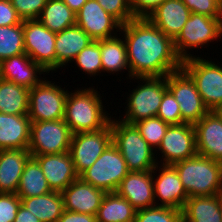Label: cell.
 <instances>
[{
    "label": "cell",
    "mask_w": 222,
    "mask_h": 222,
    "mask_svg": "<svg viewBox=\"0 0 222 222\" xmlns=\"http://www.w3.org/2000/svg\"><path fill=\"white\" fill-rule=\"evenodd\" d=\"M157 117H159L169 125L185 123L181 119V111L179 104L177 103L175 97L171 94L169 90H167L162 97Z\"/></svg>",
    "instance_id": "37"
},
{
    "label": "cell",
    "mask_w": 222,
    "mask_h": 222,
    "mask_svg": "<svg viewBox=\"0 0 222 222\" xmlns=\"http://www.w3.org/2000/svg\"><path fill=\"white\" fill-rule=\"evenodd\" d=\"M18 16L23 20L38 19L48 0H10Z\"/></svg>",
    "instance_id": "39"
},
{
    "label": "cell",
    "mask_w": 222,
    "mask_h": 222,
    "mask_svg": "<svg viewBox=\"0 0 222 222\" xmlns=\"http://www.w3.org/2000/svg\"><path fill=\"white\" fill-rule=\"evenodd\" d=\"M192 13L222 18V0H182Z\"/></svg>",
    "instance_id": "40"
},
{
    "label": "cell",
    "mask_w": 222,
    "mask_h": 222,
    "mask_svg": "<svg viewBox=\"0 0 222 222\" xmlns=\"http://www.w3.org/2000/svg\"><path fill=\"white\" fill-rule=\"evenodd\" d=\"M217 112L222 117V106L217 110Z\"/></svg>",
    "instance_id": "47"
},
{
    "label": "cell",
    "mask_w": 222,
    "mask_h": 222,
    "mask_svg": "<svg viewBox=\"0 0 222 222\" xmlns=\"http://www.w3.org/2000/svg\"><path fill=\"white\" fill-rule=\"evenodd\" d=\"M45 72L26 53L4 59L0 62L1 79L29 89L37 86L42 81L39 78L40 76L37 75L44 74Z\"/></svg>",
    "instance_id": "22"
},
{
    "label": "cell",
    "mask_w": 222,
    "mask_h": 222,
    "mask_svg": "<svg viewBox=\"0 0 222 222\" xmlns=\"http://www.w3.org/2000/svg\"><path fill=\"white\" fill-rule=\"evenodd\" d=\"M167 88L179 104L185 123L194 125L209 112L194 81L182 68L167 75Z\"/></svg>",
    "instance_id": "11"
},
{
    "label": "cell",
    "mask_w": 222,
    "mask_h": 222,
    "mask_svg": "<svg viewBox=\"0 0 222 222\" xmlns=\"http://www.w3.org/2000/svg\"><path fill=\"white\" fill-rule=\"evenodd\" d=\"M110 124L112 143L121 152L129 171H152L158 164L155 149L141 136L136 126L121 119H111Z\"/></svg>",
    "instance_id": "4"
},
{
    "label": "cell",
    "mask_w": 222,
    "mask_h": 222,
    "mask_svg": "<svg viewBox=\"0 0 222 222\" xmlns=\"http://www.w3.org/2000/svg\"><path fill=\"white\" fill-rule=\"evenodd\" d=\"M222 18L191 13L179 35L174 39V47L181 60L193 57L188 49L203 47L209 41L221 38Z\"/></svg>",
    "instance_id": "8"
},
{
    "label": "cell",
    "mask_w": 222,
    "mask_h": 222,
    "mask_svg": "<svg viewBox=\"0 0 222 222\" xmlns=\"http://www.w3.org/2000/svg\"><path fill=\"white\" fill-rule=\"evenodd\" d=\"M14 222H41L22 204L19 206Z\"/></svg>",
    "instance_id": "45"
},
{
    "label": "cell",
    "mask_w": 222,
    "mask_h": 222,
    "mask_svg": "<svg viewBox=\"0 0 222 222\" xmlns=\"http://www.w3.org/2000/svg\"><path fill=\"white\" fill-rule=\"evenodd\" d=\"M191 13L182 0H165L147 19L174 40L190 18Z\"/></svg>",
    "instance_id": "21"
},
{
    "label": "cell",
    "mask_w": 222,
    "mask_h": 222,
    "mask_svg": "<svg viewBox=\"0 0 222 222\" xmlns=\"http://www.w3.org/2000/svg\"><path fill=\"white\" fill-rule=\"evenodd\" d=\"M28 149L0 150V193H15L25 164L31 157Z\"/></svg>",
    "instance_id": "24"
},
{
    "label": "cell",
    "mask_w": 222,
    "mask_h": 222,
    "mask_svg": "<svg viewBox=\"0 0 222 222\" xmlns=\"http://www.w3.org/2000/svg\"><path fill=\"white\" fill-rule=\"evenodd\" d=\"M178 222H187L183 217H181Z\"/></svg>",
    "instance_id": "48"
},
{
    "label": "cell",
    "mask_w": 222,
    "mask_h": 222,
    "mask_svg": "<svg viewBox=\"0 0 222 222\" xmlns=\"http://www.w3.org/2000/svg\"><path fill=\"white\" fill-rule=\"evenodd\" d=\"M105 194L103 190L97 189L80 178L61 192L65 210L91 215H97Z\"/></svg>",
    "instance_id": "20"
},
{
    "label": "cell",
    "mask_w": 222,
    "mask_h": 222,
    "mask_svg": "<svg viewBox=\"0 0 222 222\" xmlns=\"http://www.w3.org/2000/svg\"><path fill=\"white\" fill-rule=\"evenodd\" d=\"M111 143V124L97 131L72 134L69 153L76 173L80 175L92 166Z\"/></svg>",
    "instance_id": "13"
},
{
    "label": "cell",
    "mask_w": 222,
    "mask_h": 222,
    "mask_svg": "<svg viewBox=\"0 0 222 222\" xmlns=\"http://www.w3.org/2000/svg\"><path fill=\"white\" fill-rule=\"evenodd\" d=\"M99 5L121 25L135 19L132 14L131 0H96Z\"/></svg>",
    "instance_id": "38"
},
{
    "label": "cell",
    "mask_w": 222,
    "mask_h": 222,
    "mask_svg": "<svg viewBox=\"0 0 222 222\" xmlns=\"http://www.w3.org/2000/svg\"><path fill=\"white\" fill-rule=\"evenodd\" d=\"M38 20L51 32L59 33L76 25V13L62 0H48Z\"/></svg>",
    "instance_id": "32"
},
{
    "label": "cell",
    "mask_w": 222,
    "mask_h": 222,
    "mask_svg": "<svg viewBox=\"0 0 222 222\" xmlns=\"http://www.w3.org/2000/svg\"><path fill=\"white\" fill-rule=\"evenodd\" d=\"M22 22L10 0H0V26L17 25Z\"/></svg>",
    "instance_id": "43"
},
{
    "label": "cell",
    "mask_w": 222,
    "mask_h": 222,
    "mask_svg": "<svg viewBox=\"0 0 222 222\" xmlns=\"http://www.w3.org/2000/svg\"><path fill=\"white\" fill-rule=\"evenodd\" d=\"M93 41L94 40L77 25L56 33V70L74 61L75 57Z\"/></svg>",
    "instance_id": "25"
},
{
    "label": "cell",
    "mask_w": 222,
    "mask_h": 222,
    "mask_svg": "<svg viewBox=\"0 0 222 222\" xmlns=\"http://www.w3.org/2000/svg\"><path fill=\"white\" fill-rule=\"evenodd\" d=\"M88 88L68 92L66 97L63 120L72 134L97 131L110 124L111 116L103 110L102 96L93 87Z\"/></svg>",
    "instance_id": "2"
},
{
    "label": "cell",
    "mask_w": 222,
    "mask_h": 222,
    "mask_svg": "<svg viewBox=\"0 0 222 222\" xmlns=\"http://www.w3.org/2000/svg\"><path fill=\"white\" fill-rule=\"evenodd\" d=\"M72 133L63 119L31 122L28 150L31 155L69 152Z\"/></svg>",
    "instance_id": "10"
},
{
    "label": "cell",
    "mask_w": 222,
    "mask_h": 222,
    "mask_svg": "<svg viewBox=\"0 0 222 222\" xmlns=\"http://www.w3.org/2000/svg\"><path fill=\"white\" fill-rule=\"evenodd\" d=\"M155 170H158V164L152 171H130L120 182L116 193L129 201L136 210L156 206L153 188Z\"/></svg>",
    "instance_id": "16"
},
{
    "label": "cell",
    "mask_w": 222,
    "mask_h": 222,
    "mask_svg": "<svg viewBox=\"0 0 222 222\" xmlns=\"http://www.w3.org/2000/svg\"><path fill=\"white\" fill-rule=\"evenodd\" d=\"M74 60L76 65L87 75L95 76L101 73L100 40L91 42Z\"/></svg>",
    "instance_id": "35"
},
{
    "label": "cell",
    "mask_w": 222,
    "mask_h": 222,
    "mask_svg": "<svg viewBox=\"0 0 222 222\" xmlns=\"http://www.w3.org/2000/svg\"><path fill=\"white\" fill-rule=\"evenodd\" d=\"M43 79L29 90L28 117L31 122L61 120L64 118L68 90Z\"/></svg>",
    "instance_id": "9"
},
{
    "label": "cell",
    "mask_w": 222,
    "mask_h": 222,
    "mask_svg": "<svg viewBox=\"0 0 222 222\" xmlns=\"http://www.w3.org/2000/svg\"><path fill=\"white\" fill-rule=\"evenodd\" d=\"M127 48L130 78L163 77L182 68L174 40L147 18H135L121 25Z\"/></svg>",
    "instance_id": "1"
},
{
    "label": "cell",
    "mask_w": 222,
    "mask_h": 222,
    "mask_svg": "<svg viewBox=\"0 0 222 222\" xmlns=\"http://www.w3.org/2000/svg\"><path fill=\"white\" fill-rule=\"evenodd\" d=\"M31 120L28 115L0 112V150L28 149Z\"/></svg>",
    "instance_id": "23"
},
{
    "label": "cell",
    "mask_w": 222,
    "mask_h": 222,
    "mask_svg": "<svg viewBox=\"0 0 222 222\" xmlns=\"http://www.w3.org/2000/svg\"><path fill=\"white\" fill-rule=\"evenodd\" d=\"M76 25L94 41L115 37L116 33L112 35L114 29L120 32L121 28V24L108 14L96 0H87L76 13Z\"/></svg>",
    "instance_id": "15"
},
{
    "label": "cell",
    "mask_w": 222,
    "mask_h": 222,
    "mask_svg": "<svg viewBox=\"0 0 222 222\" xmlns=\"http://www.w3.org/2000/svg\"><path fill=\"white\" fill-rule=\"evenodd\" d=\"M158 167L159 175L156 179L154 178L155 174L153 175V188L155 203L157 198L161 201V203H156V206L171 207L182 210L189 197L182 185L176 169L172 165L161 164L159 166L158 164Z\"/></svg>",
    "instance_id": "19"
},
{
    "label": "cell",
    "mask_w": 222,
    "mask_h": 222,
    "mask_svg": "<svg viewBox=\"0 0 222 222\" xmlns=\"http://www.w3.org/2000/svg\"><path fill=\"white\" fill-rule=\"evenodd\" d=\"M165 0H131L134 18H147Z\"/></svg>",
    "instance_id": "42"
},
{
    "label": "cell",
    "mask_w": 222,
    "mask_h": 222,
    "mask_svg": "<svg viewBox=\"0 0 222 222\" xmlns=\"http://www.w3.org/2000/svg\"><path fill=\"white\" fill-rule=\"evenodd\" d=\"M73 12L77 13L87 0H62Z\"/></svg>",
    "instance_id": "46"
},
{
    "label": "cell",
    "mask_w": 222,
    "mask_h": 222,
    "mask_svg": "<svg viewBox=\"0 0 222 222\" xmlns=\"http://www.w3.org/2000/svg\"><path fill=\"white\" fill-rule=\"evenodd\" d=\"M23 34L25 53L46 73L56 71V33L51 32L38 19H33L23 20Z\"/></svg>",
    "instance_id": "12"
},
{
    "label": "cell",
    "mask_w": 222,
    "mask_h": 222,
    "mask_svg": "<svg viewBox=\"0 0 222 222\" xmlns=\"http://www.w3.org/2000/svg\"><path fill=\"white\" fill-rule=\"evenodd\" d=\"M139 130L141 136L147 141V143L154 149H157L169 127V124L165 123L159 117H151L142 119L134 123Z\"/></svg>",
    "instance_id": "34"
},
{
    "label": "cell",
    "mask_w": 222,
    "mask_h": 222,
    "mask_svg": "<svg viewBox=\"0 0 222 222\" xmlns=\"http://www.w3.org/2000/svg\"><path fill=\"white\" fill-rule=\"evenodd\" d=\"M144 84L137 86L128 95L127 111L122 119L127 124H134L142 119L155 117L158 114L162 97L168 90L167 76L163 77H134Z\"/></svg>",
    "instance_id": "5"
},
{
    "label": "cell",
    "mask_w": 222,
    "mask_h": 222,
    "mask_svg": "<svg viewBox=\"0 0 222 222\" xmlns=\"http://www.w3.org/2000/svg\"><path fill=\"white\" fill-rule=\"evenodd\" d=\"M181 217L180 209L154 206L137 210L134 222H178Z\"/></svg>",
    "instance_id": "36"
},
{
    "label": "cell",
    "mask_w": 222,
    "mask_h": 222,
    "mask_svg": "<svg viewBox=\"0 0 222 222\" xmlns=\"http://www.w3.org/2000/svg\"><path fill=\"white\" fill-rule=\"evenodd\" d=\"M57 222H97V219L96 215L78 213L64 209Z\"/></svg>",
    "instance_id": "44"
},
{
    "label": "cell",
    "mask_w": 222,
    "mask_h": 222,
    "mask_svg": "<svg viewBox=\"0 0 222 222\" xmlns=\"http://www.w3.org/2000/svg\"><path fill=\"white\" fill-rule=\"evenodd\" d=\"M25 53L23 21L17 25L0 26V62Z\"/></svg>",
    "instance_id": "33"
},
{
    "label": "cell",
    "mask_w": 222,
    "mask_h": 222,
    "mask_svg": "<svg viewBox=\"0 0 222 222\" xmlns=\"http://www.w3.org/2000/svg\"><path fill=\"white\" fill-rule=\"evenodd\" d=\"M162 165H174L197 155L196 132L193 124L169 125L160 145Z\"/></svg>",
    "instance_id": "14"
},
{
    "label": "cell",
    "mask_w": 222,
    "mask_h": 222,
    "mask_svg": "<svg viewBox=\"0 0 222 222\" xmlns=\"http://www.w3.org/2000/svg\"><path fill=\"white\" fill-rule=\"evenodd\" d=\"M136 209L116 192L106 193L98 209L97 222H134Z\"/></svg>",
    "instance_id": "30"
},
{
    "label": "cell",
    "mask_w": 222,
    "mask_h": 222,
    "mask_svg": "<svg viewBox=\"0 0 222 222\" xmlns=\"http://www.w3.org/2000/svg\"><path fill=\"white\" fill-rule=\"evenodd\" d=\"M194 128L197 154L222 163V117L209 111Z\"/></svg>",
    "instance_id": "17"
},
{
    "label": "cell",
    "mask_w": 222,
    "mask_h": 222,
    "mask_svg": "<svg viewBox=\"0 0 222 222\" xmlns=\"http://www.w3.org/2000/svg\"><path fill=\"white\" fill-rule=\"evenodd\" d=\"M182 69L194 81L209 111H217L222 106V66L193 56L183 60Z\"/></svg>",
    "instance_id": "6"
},
{
    "label": "cell",
    "mask_w": 222,
    "mask_h": 222,
    "mask_svg": "<svg viewBox=\"0 0 222 222\" xmlns=\"http://www.w3.org/2000/svg\"><path fill=\"white\" fill-rule=\"evenodd\" d=\"M129 172L121 152L111 143L79 178L105 193H112L116 192L120 182Z\"/></svg>",
    "instance_id": "7"
},
{
    "label": "cell",
    "mask_w": 222,
    "mask_h": 222,
    "mask_svg": "<svg viewBox=\"0 0 222 222\" xmlns=\"http://www.w3.org/2000/svg\"><path fill=\"white\" fill-rule=\"evenodd\" d=\"M182 217L187 222H222V194L189 197Z\"/></svg>",
    "instance_id": "26"
},
{
    "label": "cell",
    "mask_w": 222,
    "mask_h": 222,
    "mask_svg": "<svg viewBox=\"0 0 222 222\" xmlns=\"http://www.w3.org/2000/svg\"><path fill=\"white\" fill-rule=\"evenodd\" d=\"M52 190L38 161L31 156L25 164L16 194L19 198H29L50 193Z\"/></svg>",
    "instance_id": "31"
},
{
    "label": "cell",
    "mask_w": 222,
    "mask_h": 222,
    "mask_svg": "<svg viewBox=\"0 0 222 222\" xmlns=\"http://www.w3.org/2000/svg\"><path fill=\"white\" fill-rule=\"evenodd\" d=\"M29 90L0 78V112L7 115H28Z\"/></svg>",
    "instance_id": "28"
},
{
    "label": "cell",
    "mask_w": 222,
    "mask_h": 222,
    "mask_svg": "<svg viewBox=\"0 0 222 222\" xmlns=\"http://www.w3.org/2000/svg\"><path fill=\"white\" fill-rule=\"evenodd\" d=\"M32 156L38 161L52 191L62 192L79 178L69 152Z\"/></svg>",
    "instance_id": "18"
},
{
    "label": "cell",
    "mask_w": 222,
    "mask_h": 222,
    "mask_svg": "<svg viewBox=\"0 0 222 222\" xmlns=\"http://www.w3.org/2000/svg\"><path fill=\"white\" fill-rule=\"evenodd\" d=\"M21 199L15 193H0V222H14Z\"/></svg>",
    "instance_id": "41"
},
{
    "label": "cell",
    "mask_w": 222,
    "mask_h": 222,
    "mask_svg": "<svg viewBox=\"0 0 222 222\" xmlns=\"http://www.w3.org/2000/svg\"><path fill=\"white\" fill-rule=\"evenodd\" d=\"M100 54L102 72L114 74L128 69L130 78L127 48L123 38L115 36L100 40Z\"/></svg>",
    "instance_id": "29"
},
{
    "label": "cell",
    "mask_w": 222,
    "mask_h": 222,
    "mask_svg": "<svg viewBox=\"0 0 222 222\" xmlns=\"http://www.w3.org/2000/svg\"><path fill=\"white\" fill-rule=\"evenodd\" d=\"M188 197L222 194V163L196 155L172 165Z\"/></svg>",
    "instance_id": "3"
},
{
    "label": "cell",
    "mask_w": 222,
    "mask_h": 222,
    "mask_svg": "<svg viewBox=\"0 0 222 222\" xmlns=\"http://www.w3.org/2000/svg\"><path fill=\"white\" fill-rule=\"evenodd\" d=\"M20 199L21 204L41 222H57L64 211L61 192L51 191L44 195Z\"/></svg>",
    "instance_id": "27"
}]
</instances>
